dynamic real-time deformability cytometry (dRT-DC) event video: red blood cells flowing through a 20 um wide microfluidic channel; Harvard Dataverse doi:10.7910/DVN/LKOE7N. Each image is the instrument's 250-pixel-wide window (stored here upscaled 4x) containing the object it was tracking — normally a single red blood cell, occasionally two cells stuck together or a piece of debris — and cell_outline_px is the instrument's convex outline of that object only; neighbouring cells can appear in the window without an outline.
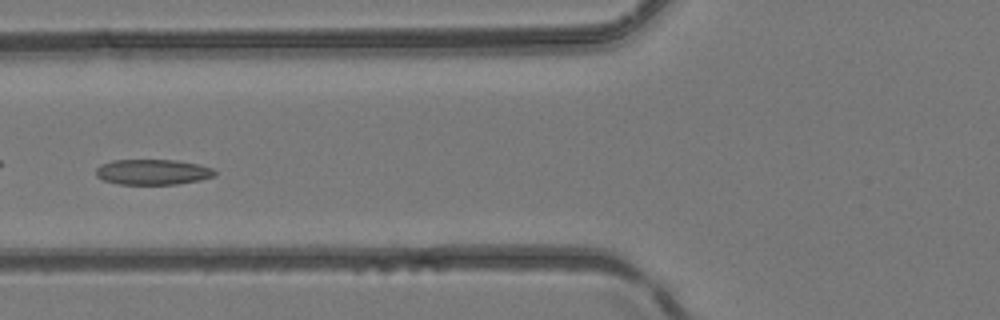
{"species": "common noctule bat (a hibernating species)", "species_latin": "Nyctalus noctula", "temperature_condition": "room temperature", "stored_images_in_passage": 5, "camera_frame_rate_fps": 3000, "um_per_image_px": 0.085, "animal": {"sex": "female", "body_mass_g": 24.6, "forearm_length_mm": 56.2}, "frame": {"image": 1, "passage_image": 5, "time_ms": 1.333, "image_size_px": [1000, 320], "cell_outline_px": [[216, 176], [200, 180], [176, 184], [120, 184], [104, 180], [96, 176], [96, 168], [100, 164], [112, 160], [176, 160], [196, 164], [212, 168], [216, 172]], "centroid_in_image_um": [12.97, 14.62], "position_along_channel_um": 112.8, "area_um2": 17.57}}